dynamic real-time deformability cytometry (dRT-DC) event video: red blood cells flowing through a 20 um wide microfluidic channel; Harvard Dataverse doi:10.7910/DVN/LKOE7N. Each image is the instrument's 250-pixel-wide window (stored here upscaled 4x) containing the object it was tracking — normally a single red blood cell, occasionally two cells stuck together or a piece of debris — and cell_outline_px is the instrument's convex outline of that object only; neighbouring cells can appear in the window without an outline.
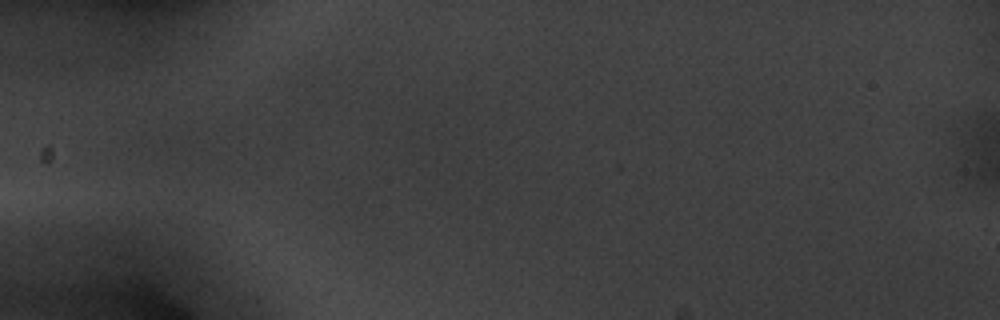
{"species": "common noctule bat (a hibernating species)", "species_latin": "Nyctalus noctula", "temperature_condition": "warm", "stored_images_in_passage": 1, "camera_frame_rate_fps": 3000, "um_per_image_px": 0.085, "animal": {"sex": "male", "body_mass_g": 20.1, "forearm_length_mm": 53.5}, "frame": {"image": 1, "passage_image": 1, "time_ms": 0.0, "image_size_px": [1000, 320], "cell_outline_px": [[260, 300], [244, 300], [232, 292], [192, 260], [192, 252], [204, 244], [248, 280], [252, 284]], "centroid_in_image_um": [19.07, 23.23], "position_along_channel_um": 65.9, "area_um2": 10.29}}